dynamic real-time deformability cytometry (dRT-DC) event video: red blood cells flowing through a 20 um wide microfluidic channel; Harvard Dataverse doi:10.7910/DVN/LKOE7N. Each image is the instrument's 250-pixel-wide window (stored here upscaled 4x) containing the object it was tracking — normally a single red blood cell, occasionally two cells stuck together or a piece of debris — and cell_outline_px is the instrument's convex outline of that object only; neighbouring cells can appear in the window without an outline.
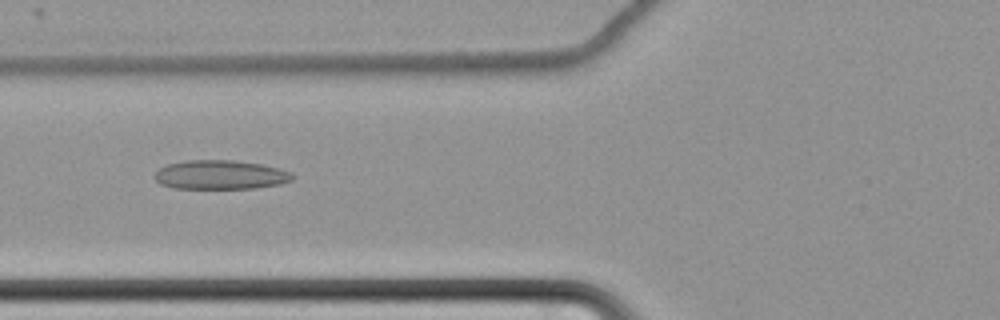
{"species": "common noctule bat (a hibernating species)", "species_latin": "Nyctalus noctula", "temperature_condition": "cold", "stored_images_in_passage": 55, "camera_frame_rate_fps": 3000, "um_per_image_px": 0.085, "animal": {"sex": "female", "body_mass_g": 22.7, "forearm_length_mm": 54.2}, "frame": {"image": 1, "passage_image": 19, "time_ms": 6.0, "image_size_px": [1000, 320], "cell_outline_px": [[296, 176], [292, 180], [280, 184], [256, 188], [172, 188], [160, 184], [152, 176], [160, 168], [168, 164], [188, 160], [232, 160], [260, 164], [292, 172]], "centroid_in_image_um": [18.73, 14.86], "position_along_channel_um": 107.1, "area_um2": 23.35}}
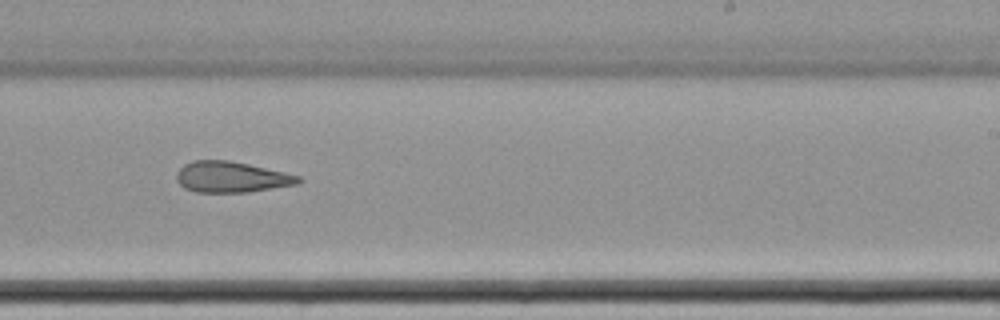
{"frame": {"image": 2, "passage_image": 33, "time_ms": 10.667, "image_size_px": [1000, 320], "cell_outline_px": [[304, 180], [296, 184], [248, 192], [196, 192], [184, 188], [176, 180], [176, 172], [184, 164], [192, 160], [228, 160], [248, 164], [284, 172], [300, 176]], "centroid_in_image_um": [19.64, 15.04], "position_along_channel_um": 269.4, "area_um2": 21.91}}
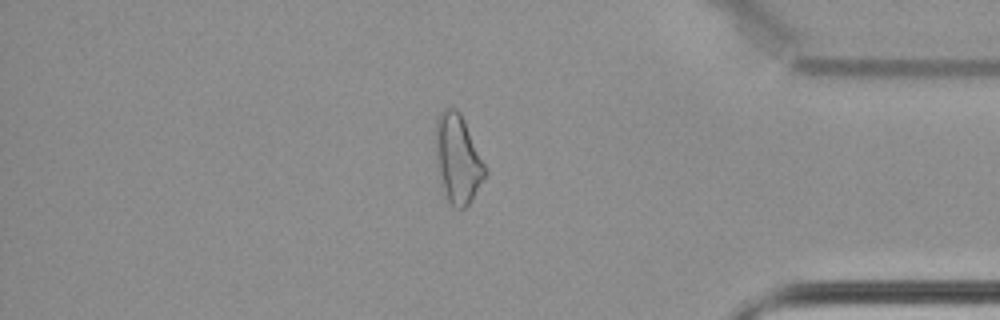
{"frame": {"image": 3, "passage_image": 46, "time_ms": 15.0, "image_size_px": [1000, 320], "cell_outline_px": [[488, 172], [468, 204], [464, 208], [456, 208], [444, 196], [440, 184], [436, 160], [436, 116], [444, 108], [452, 108], [460, 112], [488, 168]], "centroid_in_image_um": [38.91, 13.5], "position_along_channel_um": 396.3, "area_um2": 25.72}, "authors_computed_cell_mechanics": {"area_um2": 24.1604, "velocity_mm_per_s": 3.4762, "shape_relaxation_time_tau1_ms": null, "shape_relaxation_time_tau2_ms": 4.9088, "deformation_change_tau1": null, "deformation_change_tau2": 0.1426}}